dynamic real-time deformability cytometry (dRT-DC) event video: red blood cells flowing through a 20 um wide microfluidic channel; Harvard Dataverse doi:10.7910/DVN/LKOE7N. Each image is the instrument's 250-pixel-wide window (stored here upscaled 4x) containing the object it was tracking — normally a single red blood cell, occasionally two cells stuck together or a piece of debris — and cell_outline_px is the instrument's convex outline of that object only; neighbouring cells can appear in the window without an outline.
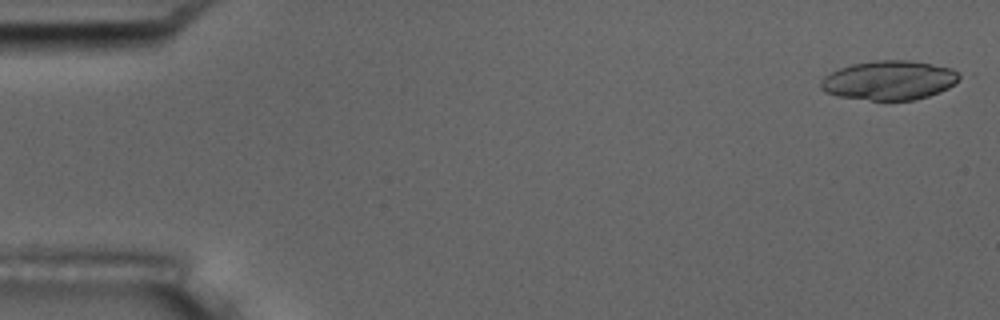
{"species": "common noctule bat (a hibernating species)", "species_latin": "Nyctalus noctula", "temperature_condition": "room temperature", "stored_images_in_passage": 4, "camera_frame_rate_fps": 3000, "um_per_image_px": 0.085, "animal": {"sex": "male", "body_mass_g": 17.5, "forearm_length_mm": 52.3}, "frame": {"image": 1, "passage_image": 1, "time_ms": 0.0, "image_size_px": [1000, 320], "cell_outline_px": [[976, 76], [940, 92], [916, 100], [872, 100], [836, 96], [824, 92], [820, 88], [820, 80], [824, 76], [840, 68], [852, 64], [876, 60], [908, 60], [932, 64], [972, 72]], "centroid_in_image_um": [75.81, 6.82], "position_along_channel_um": 9.2, "area_um2": 33.06}}